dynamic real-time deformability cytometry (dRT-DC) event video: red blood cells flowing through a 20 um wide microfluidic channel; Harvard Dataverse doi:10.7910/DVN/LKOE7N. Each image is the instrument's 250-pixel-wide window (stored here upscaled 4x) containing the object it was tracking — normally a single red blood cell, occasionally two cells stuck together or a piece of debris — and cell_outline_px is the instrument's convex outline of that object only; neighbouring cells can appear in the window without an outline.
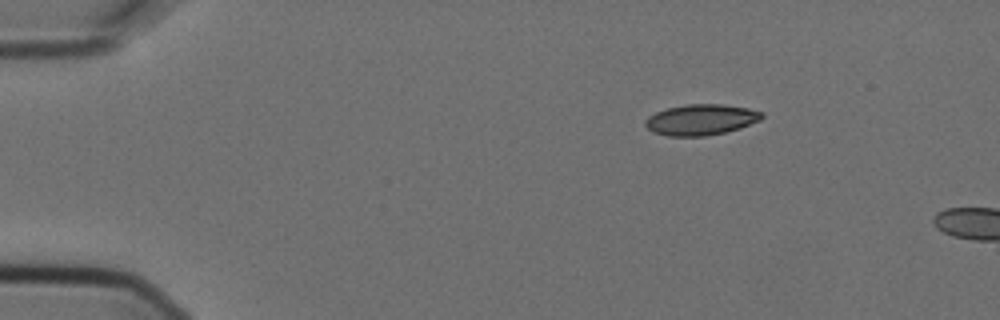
{"species": "Egyptian fruit bat (a non-hibernating species)", "species_latin": "Rousettus aegyptiacus", "temperature_condition": "cold", "stored_images_in_passage": 2, "camera_frame_rate_fps": 3000, "um_per_image_px": 0.085, "animal": {"sex": "female"}, "frame": {"image": 1, "passage_image": 1, "time_ms": 0.0, "image_size_px": [1000, 320], "cell_outline_px": [[764, 116], [760, 120], [740, 128], [724, 132], [704, 136], [668, 136], [652, 132], [644, 124], [644, 120], [648, 116], [656, 112], [668, 108], [684, 104], [724, 104], [748, 108], [764, 112]], "centroid_in_image_um": [59.58, 10.17], "position_along_channel_um": 25.4, "area_um2": 21.04}}